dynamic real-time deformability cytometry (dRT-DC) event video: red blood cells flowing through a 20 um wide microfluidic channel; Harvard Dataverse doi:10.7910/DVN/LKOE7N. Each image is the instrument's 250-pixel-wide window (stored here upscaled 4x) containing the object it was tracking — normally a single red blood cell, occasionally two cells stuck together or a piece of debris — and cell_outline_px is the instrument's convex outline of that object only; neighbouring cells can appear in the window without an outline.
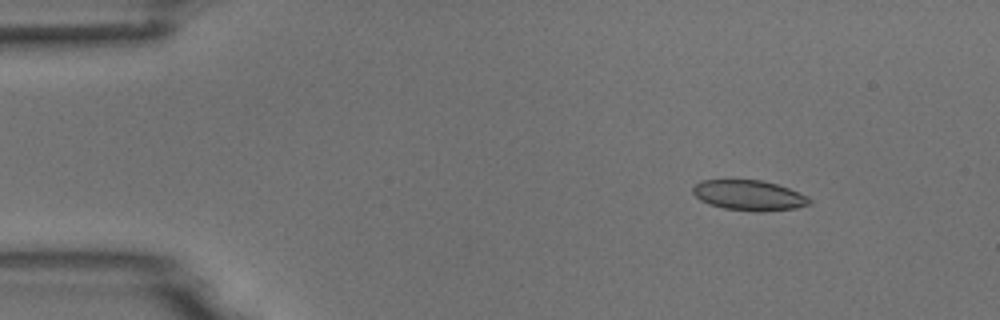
{"species": "common noctule bat (a hibernating species)", "species_latin": "Nyctalus noctula", "temperature_condition": "room temperature", "stored_images_in_passage": 4, "camera_frame_rate_fps": 3000, "um_per_image_px": 0.085, "animal": {"sex": "male", "body_mass_g": 18.8}, "frame": {"image": 1, "passage_image": 2, "time_ms": 1.0, "image_size_px": [1000, 320], "cell_outline_px": [[812, 204], [796, 208], [760, 212], [756, 212], [724, 208], [700, 200], [692, 192], [692, 188], [700, 180], [760, 180], [776, 184], [788, 188], [808, 196], [812, 200]], "centroid_in_image_um": [63.7, 16.61], "position_along_channel_um": 21.3, "area_um2": 20.52}}